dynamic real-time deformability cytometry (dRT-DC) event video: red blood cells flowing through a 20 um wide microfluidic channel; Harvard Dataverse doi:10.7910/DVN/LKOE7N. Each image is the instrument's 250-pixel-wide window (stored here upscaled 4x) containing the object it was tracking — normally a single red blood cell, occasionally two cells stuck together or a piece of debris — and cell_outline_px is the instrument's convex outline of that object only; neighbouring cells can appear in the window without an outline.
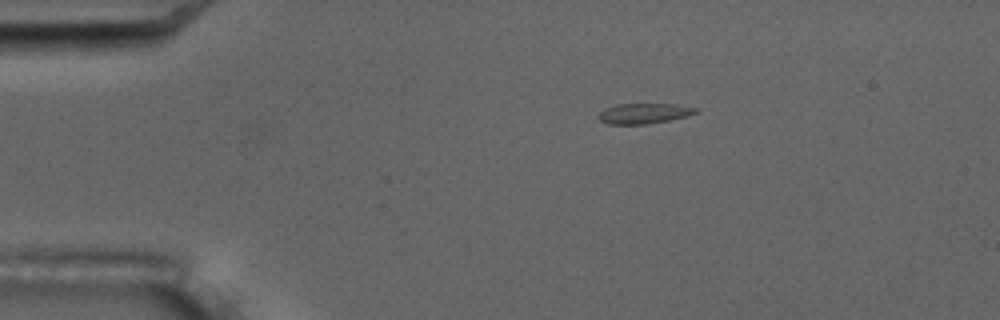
{"species": "common noctule bat (a hibernating species)", "species_latin": "Nyctalus noctula", "temperature_condition": "room temperature", "stored_images_in_passage": 5, "camera_frame_rate_fps": 3000, "um_per_image_px": 0.085, "animal": {"sex": "male", "body_mass_g": 17.5, "forearm_length_mm": 52.3}, "frame": {"image": 1, "passage_image": 1, "time_ms": 0.0, "image_size_px": [1000, 320], "cell_outline_px": [[700, 112], [688, 116], [668, 120], [644, 124], [608, 124], [600, 120], [596, 116], [604, 108], [616, 104], [676, 104], [700, 108]], "centroid_in_image_um": [54.77, 9.63], "position_along_channel_um": 30.2, "area_um2": 11.68}}
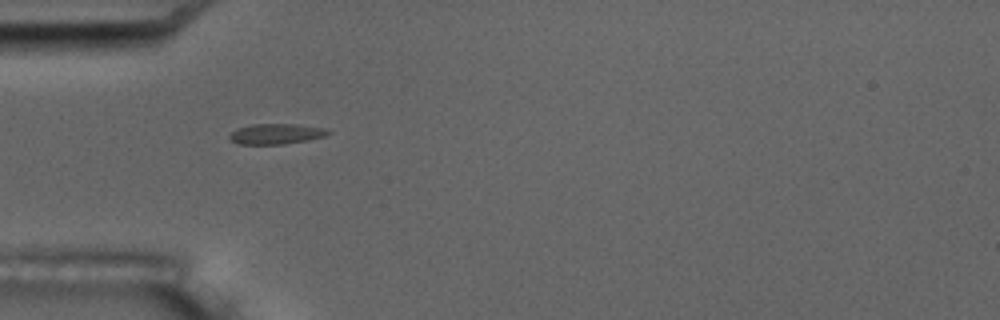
{"frame": {"image": 2, "passage_image": 3, "time_ms": 2.333, "image_size_px": [1000, 320], "cell_outline_px": [[332, 132], [324, 136], [308, 140], [284, 144], [236, 144], [228, 136], [236, 128], [252, 124], [296, 124], [328, 128]], "centroid_in_image_um": [23.49, 11.37], "position_along_channel_um": 61.5, "area_um2": 11.85}}